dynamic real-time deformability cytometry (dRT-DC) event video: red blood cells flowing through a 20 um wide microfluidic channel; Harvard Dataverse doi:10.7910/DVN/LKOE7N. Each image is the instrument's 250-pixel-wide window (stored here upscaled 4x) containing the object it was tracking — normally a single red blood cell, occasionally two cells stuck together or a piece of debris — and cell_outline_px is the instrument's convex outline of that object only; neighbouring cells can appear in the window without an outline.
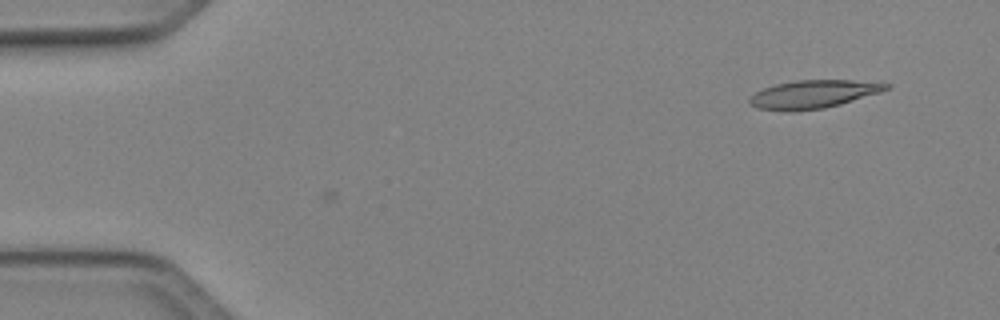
{"species": "Egyptian fruit bat (a non-hibernating species)", "species_latin": "Rousettus aegyptiacus", "temperature_condition": "cold", "stored_images_in_passage": 14, "camera_frame_rate_fps": 3000, "um_per_image_px": 0.085, "animal": {"sex": "female"}, "frame": {"image": 1, "passage_image": 14, "time_ms": 4.333, "image_size_px": [1000, 320], "cell_outline_px": [[892, 84], [888, 88], [880, 92], [840, 104], [824, 108], [792, 112], [784, 112], [756, 108], [748, 104], [748, 100], [756, 92], [764, 88], [776, 84], [796, 80], [852, 80]], "centroid_in_image_um": [69.07, 8.02], "position_along_channel_um": 15.9, "area_um2": 22.43}}